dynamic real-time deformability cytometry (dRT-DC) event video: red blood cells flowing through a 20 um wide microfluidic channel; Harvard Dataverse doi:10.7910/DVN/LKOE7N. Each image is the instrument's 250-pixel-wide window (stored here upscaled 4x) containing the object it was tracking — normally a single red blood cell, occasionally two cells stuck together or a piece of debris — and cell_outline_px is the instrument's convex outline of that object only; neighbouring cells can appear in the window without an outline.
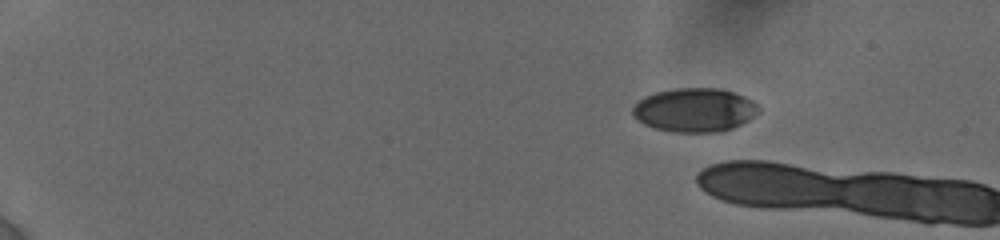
{"species": "human", "species_latin": "Homo sapiens", "temperature_condition": "cold", "stored_images_in_passage": 2, "camera_frame_rate_fps": 3000, "um_per_image_px": 0.085, "donor": {"sex": "female"}, "frame": {"image": 1, "passage_image": 1, "time_ms": 0.0, "image_size_px": [1000, 240], "cell_outline_px": [[760, 112], [748, 120], [732, 128], [716, 132], [672, 132], [656, 128], [644, 124], [632, 116], [632, 108], [644, 96], [656, 92], [676, 88], [720, 88], [736, 92], [752, 100], [760, 108]], "centroid_in_image_um": [59.05, 9.34], "position_along_channel_um": 25.9, "area_um2": 32.25}}